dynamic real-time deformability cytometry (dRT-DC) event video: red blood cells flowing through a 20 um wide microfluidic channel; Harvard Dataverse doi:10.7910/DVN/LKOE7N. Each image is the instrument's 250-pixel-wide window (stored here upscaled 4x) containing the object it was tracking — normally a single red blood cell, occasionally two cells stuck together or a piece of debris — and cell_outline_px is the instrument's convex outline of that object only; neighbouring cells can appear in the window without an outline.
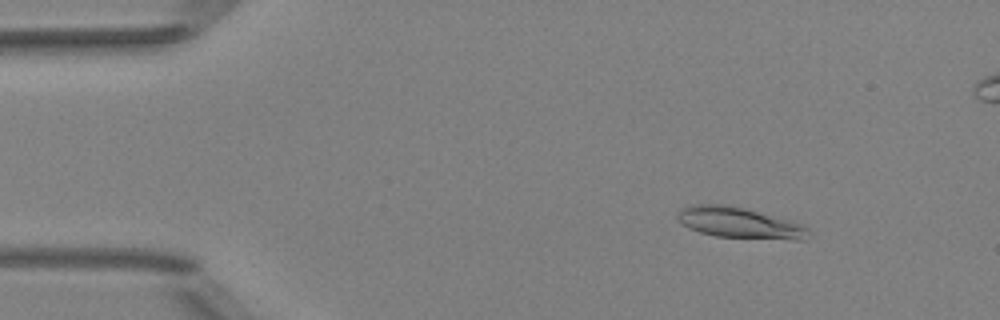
{"species": "Egyptian fruit bat (a non-hibernating species)", "species_latin": "Rousettus aegyptiacus", "temperature_condition": "room temperature", "stored_images_in_passage": 47, "segment_of_instrument_passage": [1, 2], "camera_frame_rate_fps": 3000, "um_per_image_px": 0.085, "animal": {"sex": "female"}, "frame": {"image": 1, "passage_image": 2, "time_ms": 0.333, "image_size_px": [1000, 320], "cell_outline_px": [[812, 236], [808, 240], [796, 240], [716, 236], [700, 232], [688, 228], [676, 216], [680, 208], [692, 204], [724, 204], [744, 208], [804, 224], [812, 232]], "centroid_in_image_um": [62.93, 18.95], "position_along_channel_um": 22.1, "area_um2": 23.76}}
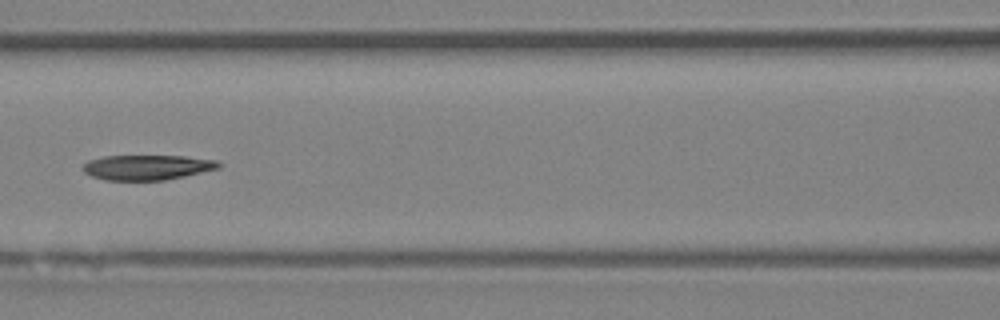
{"frame": {"image": 2, "passage_image": 18, "time_ms": 5.667, "image_size_px": [1000, 320], "cell_outline_px": [[220, 168], [184, 176], [164, 180], [104, 180], [92, 176], [84, 172], [80, 168], [88, 160], [104, 156], [184, 156], [216, 160], [220, 164]], "centroid_in_image_um": [12.47, 14.22], "position_along_channel_um": 154.1, "area_um2": 19.77}}
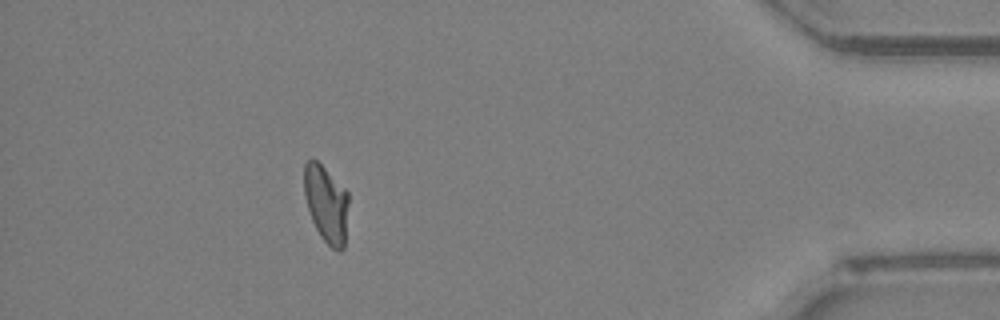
{"frame": {"image": 3, "passage_image": 41, "time_ms": 13.333, "image_size_px": [1000, 320], "cell_outline_px": [[348, 204], [344, 248], [340, 252], [332, 248], [320, 236], [312, 220], [304, 196], [304, 164], [308, 160], [316, 160], [348, 192]], "centroid_in_image_um": [27.73, 17.35], "position_along_channel_um": 407.5, "area_um2": 19.77}}